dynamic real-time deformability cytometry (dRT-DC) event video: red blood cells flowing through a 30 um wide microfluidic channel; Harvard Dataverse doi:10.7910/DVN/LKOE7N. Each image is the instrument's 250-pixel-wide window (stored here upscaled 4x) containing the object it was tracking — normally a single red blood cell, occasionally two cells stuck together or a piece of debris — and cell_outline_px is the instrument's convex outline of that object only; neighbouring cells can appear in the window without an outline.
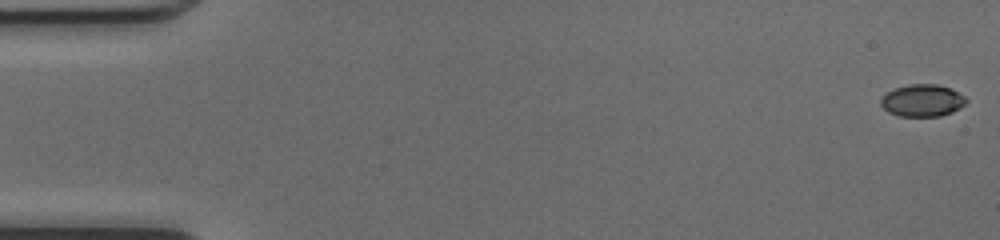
{"species": "common noctule bat (a hibernating species)", "species_latin": "Nyctalus noctula", "temperature_condition": "cold", "stored_images_in_passage": 49, "camera_frame_rate_fps": 3000, "um_per_image_px": 0.085, "animal": {"sex": "female", "body_mass_g": 17.0, "forearm_length_mm": 48.0}, "frame": {"image": 1, "passage_image": 1, "time_ms": 0.0, "image_size_px": [1000, 240], "cell_outline_px": [[968, 100], [964, 104], [952, 112], [940, 116], [900, 116], [888, 112], [880, 104], [880, 100], [888, 92], [896, 88], [908, 84], [936, 84], [952, 88], [964, 96]], "centroid_in_image_um": [78.41, 8.54], "position_along_channel_um": 6.6, "area_um2": 15.9}}
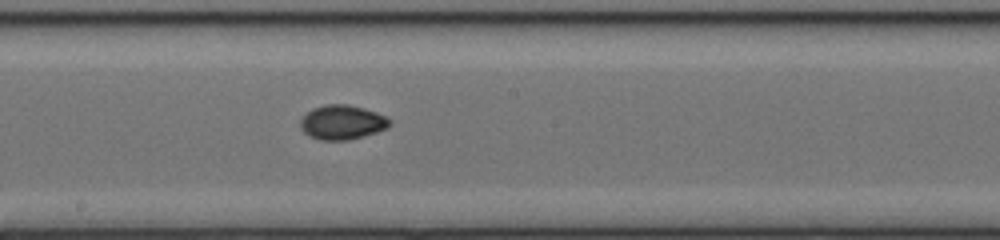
{"frame": {"image": 2, "passage_image": 27, "time_ms": 8.667, "image_size_px": [1000, 240], "cell_outline_px": [[392, 124], [388, 128], [376, 132], [348, 140], [320, 140], [308, 136], [300, 128], [300, 120], [312, 108], [324, 104], [348, 104], [364, 108], [388, 116], [392, 120]], "centroid_in_image_um": [29.11, 10.39], "position_along_channel_um": 219.1, "area_um2": 18.15}}
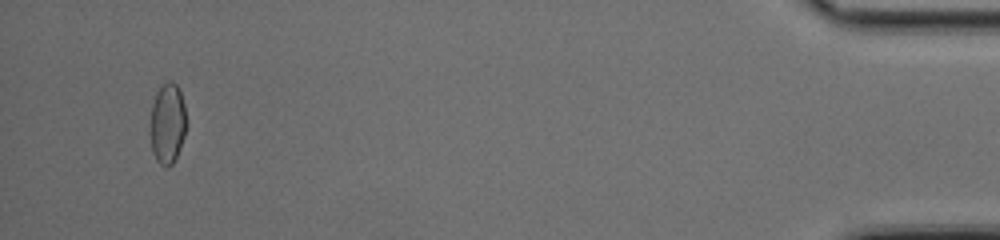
{"frame": {"image": 3, "passage_image": 47, "time_ms": 15.333, "image_size_px": [1000, 240], "cell_outline_px": [[184, 136], [180, 148], [172, 164], [160, 164], [156, 160], [152, 152], [148, 124], [152, 104], [156, 92], [168, 80], [172, 80], [180, 88], [184, 104]], "centroid_in_image_um": [14.19, 10.45], "position_along_channel_um": 421.0, "area_um2": 16.99}, "authors_computed_cell_mechanics": {"area_um2": 16.5886, "velocity_mm_per_s": 4.263, "shape_relaxation_time_tau1_ms": 3.5182, "shape_relaxation_time_tau2_ms": 2.1991, "deformation_change_tau1": 0.1205, "deformation_change_tau2": 0.0396}}